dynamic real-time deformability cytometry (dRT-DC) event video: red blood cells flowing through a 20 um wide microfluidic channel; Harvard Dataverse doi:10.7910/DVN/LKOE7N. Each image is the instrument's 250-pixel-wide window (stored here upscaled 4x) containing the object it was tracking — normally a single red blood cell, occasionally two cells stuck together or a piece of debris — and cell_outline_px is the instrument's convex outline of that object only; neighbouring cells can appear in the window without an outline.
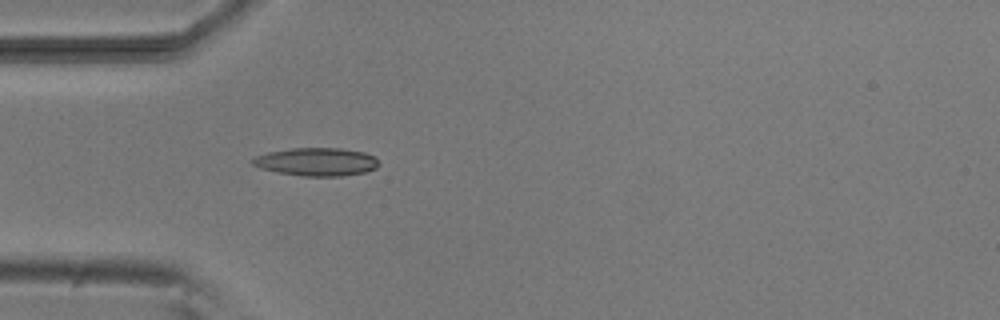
{"species": "common noctule bat (a hibernating species)", "species_latin": "Nyctalus noctula", "temperature_condition": "room temperature", "stored_images_in_passage": 5, "camera_frame_rate_fps": 3000, "um_per_image_px": 0.085, "animal": {"sex": "male", "body_mass_g": 20.5, "forearm_length_mm": 52.5}, "frame": {"image": 1, "passage_image": 5, "time_ms": 4.667, "image_size_px": [1000, 320], "cell_outline_px": [[380, 164], [376, 168], [364, 172], [340, 176], [304, 176], [280, 172], [260, 168], [252, 164], [252, 160], [256, 156], [268, 152], [292, 148], [340, 148], [364, 152], [376, 156]], "centroid_in_image_um": [26.95, 13.74], "position_along_channel_um": 58.1, "area_um2": 20.58}}